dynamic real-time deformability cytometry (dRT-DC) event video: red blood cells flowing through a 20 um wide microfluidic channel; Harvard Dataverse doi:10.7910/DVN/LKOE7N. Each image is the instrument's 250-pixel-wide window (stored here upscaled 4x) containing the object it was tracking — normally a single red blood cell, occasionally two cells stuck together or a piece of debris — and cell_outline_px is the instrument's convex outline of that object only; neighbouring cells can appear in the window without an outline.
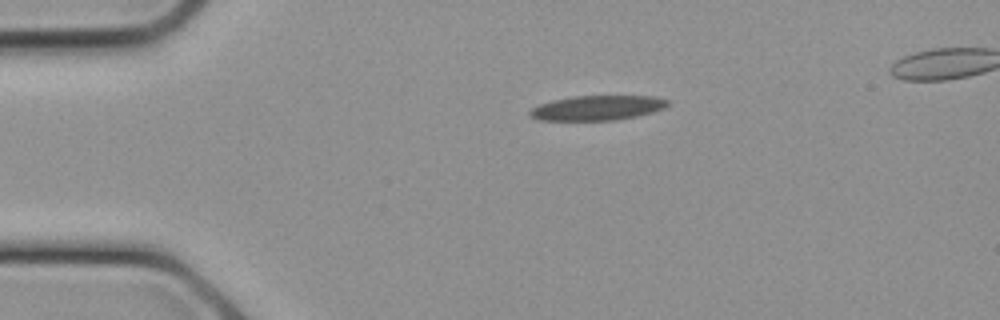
{"species": "common noctule bat (a hibernating species)", "species_latin": "Nyctalus noctula", "temperature_condition": "cold", "stored_images_in_passage": 20, "camera_frame_rate_fps": 3000, "um_per_image_px": 0.085, "animal": {"sex": "female", "body_mass_g": 21.9}, "frame": {"image": 1, "passage_image": 1, "time_ms": 0.0, "image_size_px": [1000, 320], "cell_outline_px": [[672, 100], [664, 108], [652, 112], [636, 116], [616, 120], [536, 120], [528, 116], [528, 112], [532, 108], [540, 104], [552, 100], [572, 96], [652, 96]], "centroid_in_image_um": [50.75, 9.17], "position_along_channel_um": 34.2, "area_um2": 20.0}}
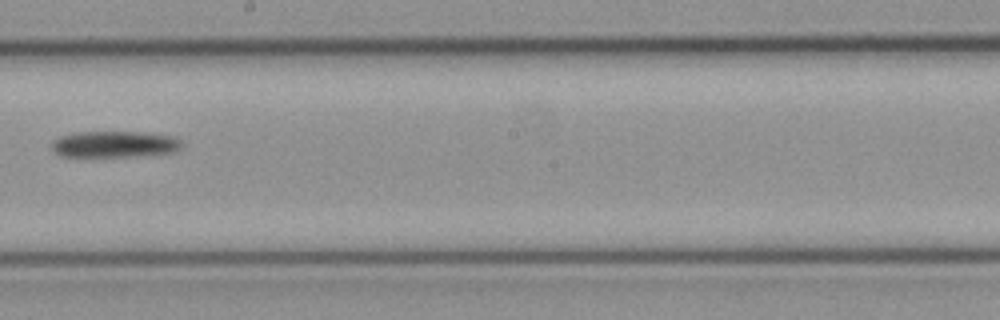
{"frame": {"image": 2, "passage_image": 10, "time_ms": 3.0, "image_size_px": [1000, 320], "cell_outline_px": [[184, 148], [172, 152], [136, 156], [60, 156], [52, 148], [52, 140], [60, 136], [76, 132], [140, 132], [176, 136], [184, 144]], "centroid_in_image_um": [9.78, 12.25], "position_along_channel_um": 238.4, "area_um2": 20.06}}
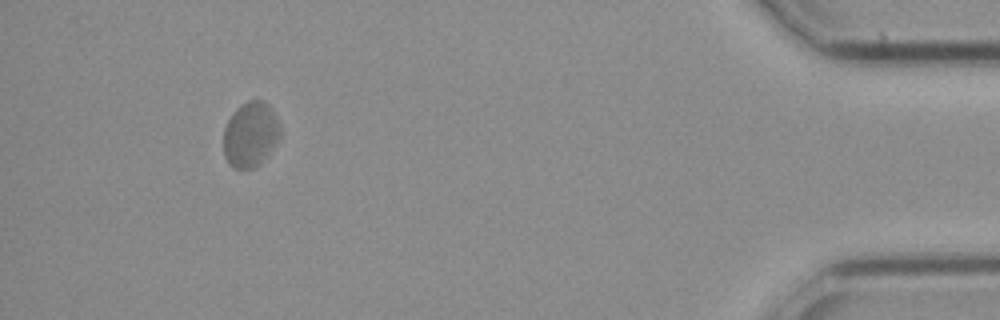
{"frame": {"image": 3, "passage_image": 19, "time_ms": 6.0, "image_size_px": [1000, 320], "cell_outline_px": [[284, 132], [268, 152], [252, 168], [240, 172], [232, 168], [228, 164], [224, 156], [224, 128], [232, 112], [236, 108], [248, 100], [264, 100], [272, 108]], "centroid_in_image_um": [21.28, 11.42], "position_along_channel_um": 413.9, "area_um2": 21.79}}